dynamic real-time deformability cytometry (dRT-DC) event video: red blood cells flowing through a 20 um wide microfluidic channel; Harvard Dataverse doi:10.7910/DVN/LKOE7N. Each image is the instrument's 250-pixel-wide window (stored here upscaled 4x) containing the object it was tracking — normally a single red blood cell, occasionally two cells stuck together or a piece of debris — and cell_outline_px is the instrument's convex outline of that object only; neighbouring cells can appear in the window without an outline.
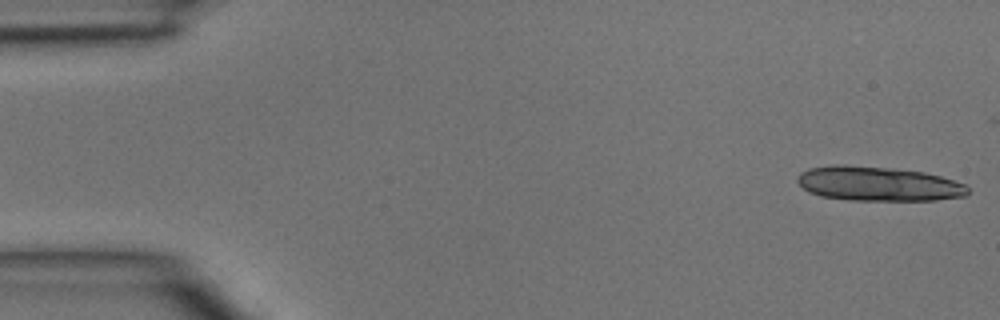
{"species": "common noctule bat (a hibernating species)", "species_latin": "Nyctalus noctula", "temperature_condition": "room temperature", "stored_images_in_passage": 4, "camera_frame_rate_fps": 3000, "um_per_image_px": 0.085, "animal": {"sex": "male", "body_mass_g": 15.6}, "frame": {"image": 1, "passage_image": 1, "time_ms": 0.0, "image_size_px": [1000, 320], "cell_outline_px": [[968, 192], [964, 196], [936, 200], [848, 200], [820, 196], [808, 192], [796, 180], [796, 176], [800, 172], [808, 168], [836, 164], [884, 168], [924, 172], [940, 176], [964, 184], [968, 188]], "centroid_in_image_um": [74.59, 15.63], "position_along_channel_um": 10.4, "area_um2": 33.99}}